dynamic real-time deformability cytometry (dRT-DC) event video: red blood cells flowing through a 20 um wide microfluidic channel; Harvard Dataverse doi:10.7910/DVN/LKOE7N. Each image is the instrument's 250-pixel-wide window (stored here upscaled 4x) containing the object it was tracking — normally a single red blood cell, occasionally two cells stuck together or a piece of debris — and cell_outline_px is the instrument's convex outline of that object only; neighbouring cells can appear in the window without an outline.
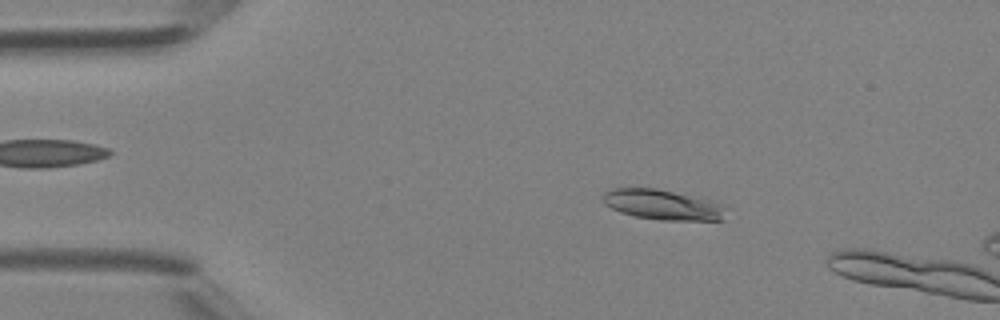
{"species": "Egyptian fruit bat (a non-hibernating species)", "species_latin": "Rousettus aegyptiacus", "temperature_condition": "room temperature", "stored_images_in_passage": 38, "camera_frame_rate_fps": 3000, "um_per_image_px": 0.085, "animal": {"sex": "female"}, "frame": {"image": 1, "passage_image": 7, "time_ms": 2.0, "image_size_px": [1000, 320], "cell_outline_px": [[724, 220], [660, 220], [636, 216], [620, 212], [604, 204], [600, 196], [604, 192], [612, 188], [656, 188], [708, 200], [724, 204]], "centroid_in_image_um": [56.27, 17.4], "position_along_channel_um": 28.7, "area_um2": 21.5}}
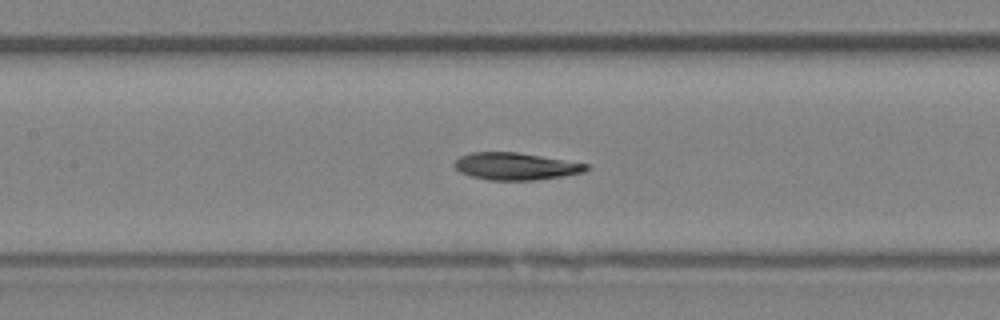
{"frame": {"image": 2, "passage_image": 19, "time_ms": 6.0, "image_size_px": [1000, 320], "cell_outline_px": [[592, 164], [584, 172], [564, 176], [536, 180], [488, 180], [472, 176], [460, 172], [452, 164], [460, 156], [472, 152], [516, 152]], "centroid_in_image_um": [43.86, 14.13], "position_along_channel_um": 163.5, "area_um2": 20.98}}
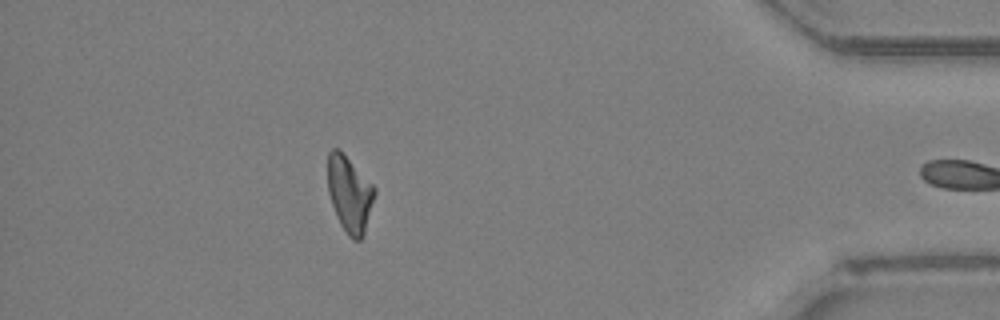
{"frame": {"image": 3, "passage_image": 37, "time_ms": 12.0, "image_size_px": [1000, 320], "cell_outline_px": [[376, 192], [364, 236], [360, 240], [352, 240], [348, 236], [340, 224], [336, 216], [328, 192], [328, 152], [332, 148], [336, 148], [376, 188]], "centroid_in_image_um": [29.71, 16.56], "position_along_channel_um": 405.5, "area_um2": 20.46}}